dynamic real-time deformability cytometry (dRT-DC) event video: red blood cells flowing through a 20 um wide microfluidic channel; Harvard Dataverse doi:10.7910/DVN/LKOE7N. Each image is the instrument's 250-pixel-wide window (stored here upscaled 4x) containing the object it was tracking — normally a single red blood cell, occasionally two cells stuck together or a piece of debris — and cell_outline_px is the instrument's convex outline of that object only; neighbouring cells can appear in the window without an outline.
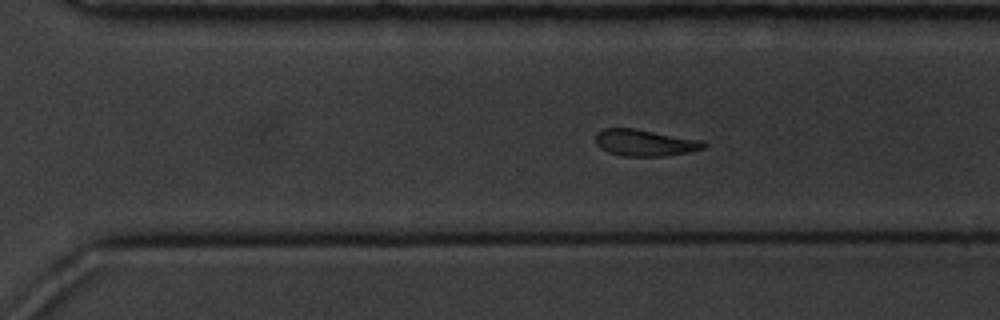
{"species": "common noctule bat (a hibernating species)", "species_latin": "Nyctalus noctula", "temperature_condition": "cold", "stored_images_in_passage": 40, "camera_frame_rate_fps": 3000, "um_per_image_px": 0.085, "animal": {"sex": "male", "body_mass_g": 20.1, "forearm_length_mm": 53.5}, "frame": {"image": 1, "passage_image": 21, "time_ms": 6.667, "image_size_px": [1000, 320], "cell_outline_px": [[708, 144], [704, 148], [688, 152], [660, 156], [624, 156], [608, 152], [600, 148], [596, 144], [596, 132], [604, 128], [636, 128], [704, 140]], "centroid_in_image_um": [54.83, 12.12], "position_along_channel_um": 315.8, "area_um2": 16.94}}
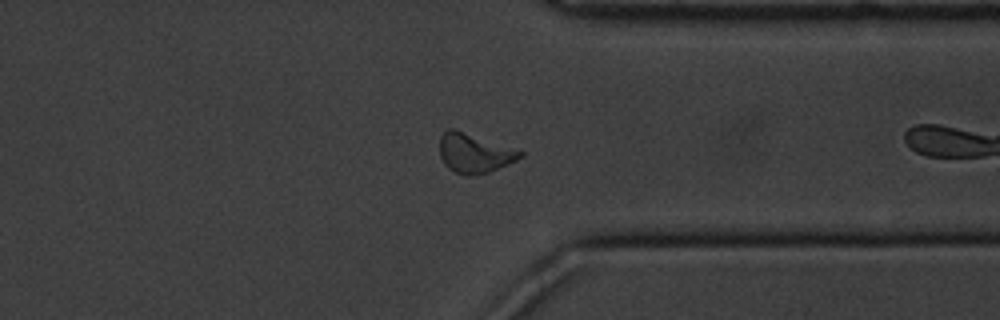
{"frame": {"image": 2, "passage_image": 26, "time_ms": 8.333, "image_size_px": [1000, 320], "cell_outline_px": [[524, 156], [508, 164], [488, 172], [468, 176], [456, 172], [448, 168], [444, 164], [440, 156], [440, 136], [448, 128], [452, 128], [520, 148], [524, 152]], "centroid_in_image_um": [40.37, 12.99], "position_along_channel_um": 371.0, "area_um2": 18.79}}
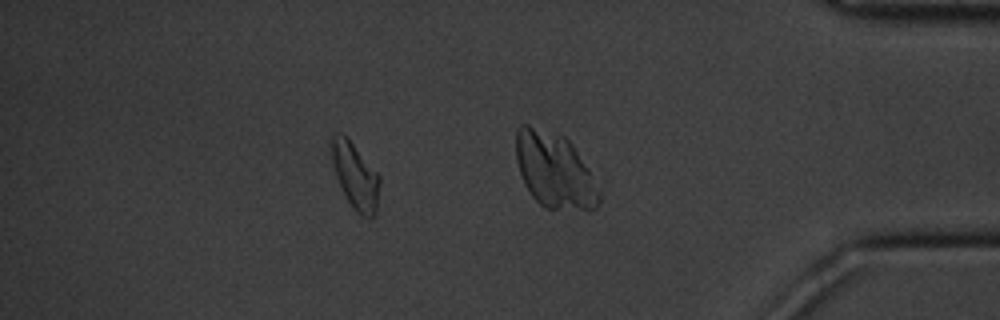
{"frame": {"image": 3, "passage_image": 33, "time_ms": 10.667, "image_size_px": [1000, 320], "cell_outline_px": [[380, 184], [376, 212], [372, 220], [368, 220], [360, 216], [356, 212], [348, 200], [336, 176], [332, 160], [332, 136], [336, 132], [340, 132], [348, 136], [380, 176]], "centroid_in_image_um": [30.23, 14.96], "position_along_channel_um": 405.0, "area_um2": 18.67}}